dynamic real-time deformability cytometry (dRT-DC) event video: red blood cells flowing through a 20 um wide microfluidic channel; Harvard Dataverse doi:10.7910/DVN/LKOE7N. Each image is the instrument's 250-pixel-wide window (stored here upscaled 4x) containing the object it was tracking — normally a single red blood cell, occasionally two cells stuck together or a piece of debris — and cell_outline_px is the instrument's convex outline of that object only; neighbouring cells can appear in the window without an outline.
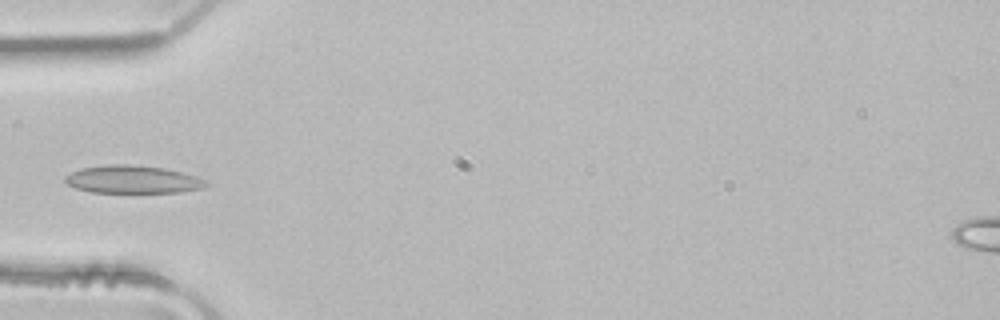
{"species": "common noctule bat (a hibernating species)", "species_latin": "Nyctalus noctula", "temperature_condition": "room temperature", "stored_images_in_passage": 4, "camera_frame_rate_fps": 3000, "um_per_image_px": 0.085, "animal": {"sex": "male", "body_mass_g": 21.5, "forearm_length_mm": 52.0}, "frame": {"image": 1, "passage_image": 4, "time_ms": 1.0, "image_size_px": [1000, 320], "cell_outline_px": [[208, 184], [204, 188], [180, 192], [88, 192], [76, 188], [68, 184], [64, 180], [64, 176], [80, 168], [108, 164], [132, 164], [164, 168], [196, 176], [204, 180]], "centroid_in_image_um": [11.25, 15.25], "position_along_channel_um": 73.8, "area_um2": 22.83}}